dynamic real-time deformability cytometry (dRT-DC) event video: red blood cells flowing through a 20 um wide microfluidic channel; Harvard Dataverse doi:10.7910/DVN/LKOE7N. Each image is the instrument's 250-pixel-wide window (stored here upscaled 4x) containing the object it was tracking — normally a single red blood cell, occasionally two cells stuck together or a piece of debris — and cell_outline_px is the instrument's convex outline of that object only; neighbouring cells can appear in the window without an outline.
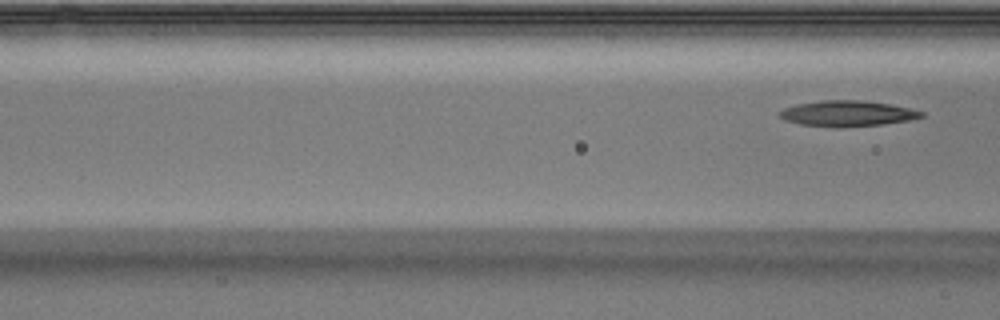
{"species": "Egyptian fruit bat (a non-hibernating species)", "species_latin": "Rousettus aegyptiacus", "temperature_condition": "warm", "stored_images_in_passage": 8, "segment_of_instrument_passage": [2, 2], "camera_frame_rate_fps": 3000, "um_per_image_px": 0.085, "animal": {"sex": "male"}, "frame": {"image": 1, "passage_image": 8, "time_ms": 2.333, "image_size_px": [1000, 320], "cell_outline_px": [[924, 116], [908, 120], [884, 124], [844, 128], [840, 128], [800, 124], [784, 120], [780, 116], [780, 112], [784, 108], [796, 104], [824, 100], [864, 100], [888, 104], [908, 108], [924, 112]], "centroid_in_image_um": [72.01, 9.65], "position_along_channel_um": 94.6, "area_um2": 21.21}}